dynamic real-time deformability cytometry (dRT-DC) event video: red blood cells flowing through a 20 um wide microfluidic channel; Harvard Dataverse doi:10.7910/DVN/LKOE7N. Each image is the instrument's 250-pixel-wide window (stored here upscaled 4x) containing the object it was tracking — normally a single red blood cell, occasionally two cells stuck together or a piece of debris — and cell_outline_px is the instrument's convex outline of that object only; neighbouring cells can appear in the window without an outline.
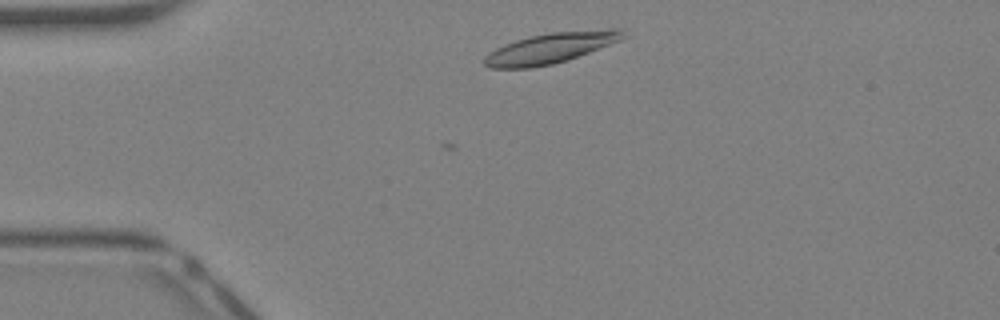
{"species": "Egyptian fruit bat (a non-hibernating species)", "species_latin": "Rousettus aegyptiacus", "temperature_condition": "warm", "stored_images_in_passage": 3, "camera_frame_rate_fps": 3000, "um_per_image_px": 0.085, "animal": {"sex": "female"}, "frame": {"image": 1, "passage_image": 3, "time_ms": 0.667, "image_size_px": [1000, 320], "cell_outline_px": [[628, 36], [620, 40], [568, 60], [552, 64], [532, 68], [488, 68], [484, 64], [484, 56], [488, 52], [504, 44], [528, 36], [548, 32], [612, 28], [620, 28]], "centroid_in_image_um": [46.79, 4.07], "position_along_channel_um": 38.2, "area_um2": 24.91}}